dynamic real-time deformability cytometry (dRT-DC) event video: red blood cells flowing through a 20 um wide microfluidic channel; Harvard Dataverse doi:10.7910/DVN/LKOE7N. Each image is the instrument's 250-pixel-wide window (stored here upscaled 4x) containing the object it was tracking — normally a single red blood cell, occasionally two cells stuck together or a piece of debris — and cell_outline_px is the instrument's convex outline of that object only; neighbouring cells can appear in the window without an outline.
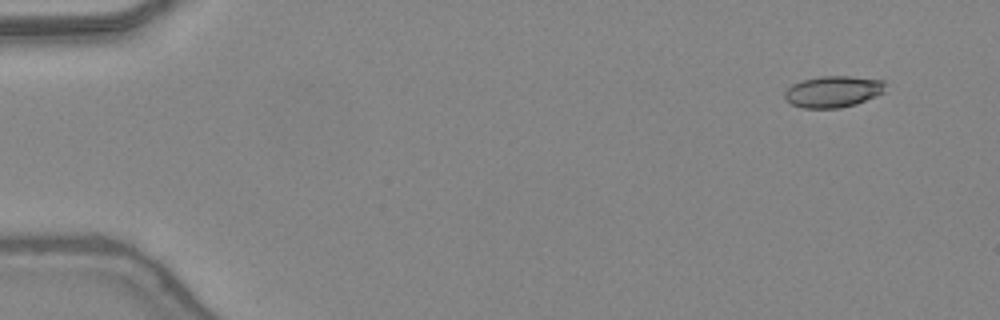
{"species": "common noctule bat (a hibernating species)", "species_latin": "Nyctalus noctula", "temperature_condition": "warm", "stored_images_in_passage": 48, "camera_frame_rate_fps": 3000, "um_per_image_px": 0.085, "animal": {"sex": "female", "body_mass_g": 24.6, "forearm_length_mm": 56.2}, "frame": {"image": 1, "passage_image": 4, "time_ms": 1.0, "image_size_px": [1000, 320], "cell_outline_px": [[884, 92], [876, 96], [856, 104], [840, 108], [804, 108], [792, 104], [784, 100], [784, 92], [792, 84], [804, 80], [820, 76], [848, 76], [884, 80]], "centroid_in_image_um": [70.8, 7.79], "position_along_channel_um": 14.2, "area_um2": 18.44}}
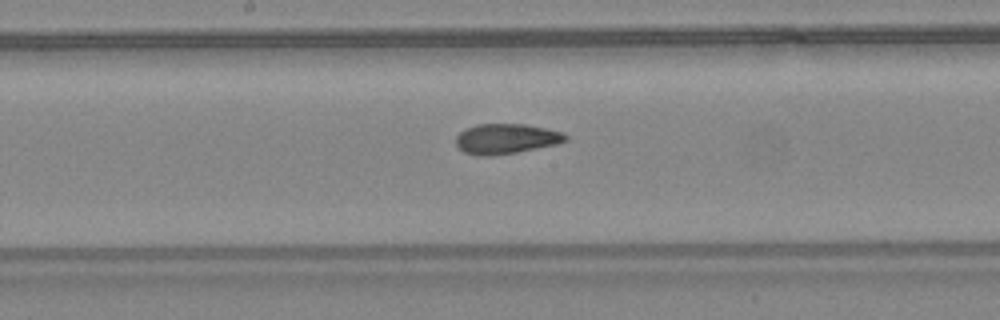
{"frame": {"image": 2, "passage_image": 26, "time_ms": 8.333, "image_size_px": [1000, 320], "cell_outline_px": [[568, 140], [556, 144], [516, 152], [492, 156], [476, 156], [464, 152], [456, 144], [456, 136], [464, 128], [476, 124], [524, 124], [564, 132], [568, 136]], "centroid_in_image_um": [43.0, 11.79], "position_along_channel_um": 205.2, "area_um2": 19.31}}
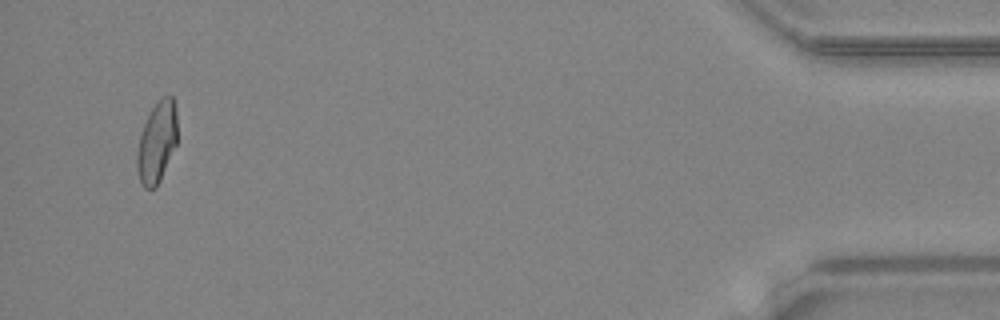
{"frame": {"image": 3, "passage_image": 46, "time_ms": 15.0, "image_size_px": [1000, 320], "cell_outline_px": [[176, 144], [160, 180], [156, 188], [144, 188], [140, 184], [136, 168], [136, 152], [140, 136], [144, 124], [152, 108], [164, 96], [172, 96], [176, 108]], "centroid_in_image_um": [13.31, 12.14], "position_along_channel_um": 421.9, "area_um2": 18.84}, "authors_computed_cell_mechanics": {"area_um2": 19.2763, "velocity_mm_per_s": 4.4111, "shape_relaxation_time_tau1_ms": null, "shape_relaxation_time_tau2_ms": 1.7114, "deformation_change_tau1": null, "deformation_change_tau2": 0.078}}